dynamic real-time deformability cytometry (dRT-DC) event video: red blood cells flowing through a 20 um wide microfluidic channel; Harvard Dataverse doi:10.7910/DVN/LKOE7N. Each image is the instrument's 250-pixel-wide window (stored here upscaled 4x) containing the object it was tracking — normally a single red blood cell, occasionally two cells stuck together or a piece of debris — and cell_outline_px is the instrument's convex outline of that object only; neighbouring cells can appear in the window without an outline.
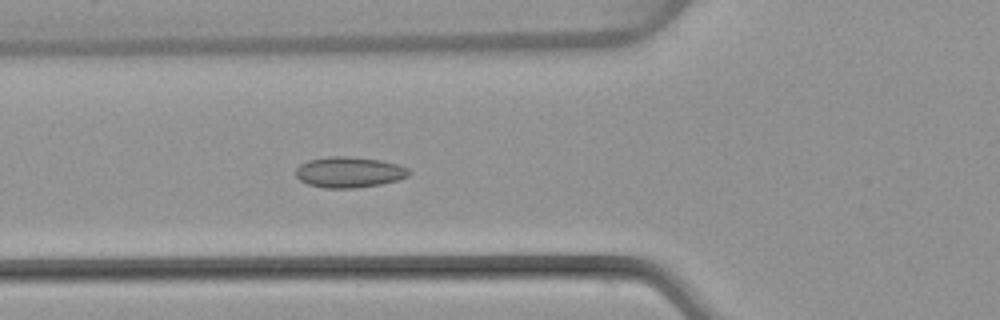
{"species": "common noctule bat (a hibernating species)", "species_latin": "Nyctalus noctula", "temperature_condition": "warm", "stored_images_in_passage": 51, "camera_frame_rate_fps": 3000, "um_per_image_px": 0.085, "animal": {"sex": "female", "body_mass_g": 22.7, "forearm_length_mm": 54.2}, "frame": {"image": 1, "passage_image": 19, "time_ms": 6.0, "image_size_px": [1000, 320], "cell_outline_px": [[412, 172], [408, 176], [396, 180], [380, 184], [356, 188], [324, 188], [308, 184], [300, 180], [296, 176], [296, 168], [300, 164], [308, 160], [328, 156], [348, 156], [380, 160], [396, 164], [408, 168]], "centroid_in_image_um": [29.66, 14.63], "position_along_channel_um": 96.1, "area_um2": 20.29}}
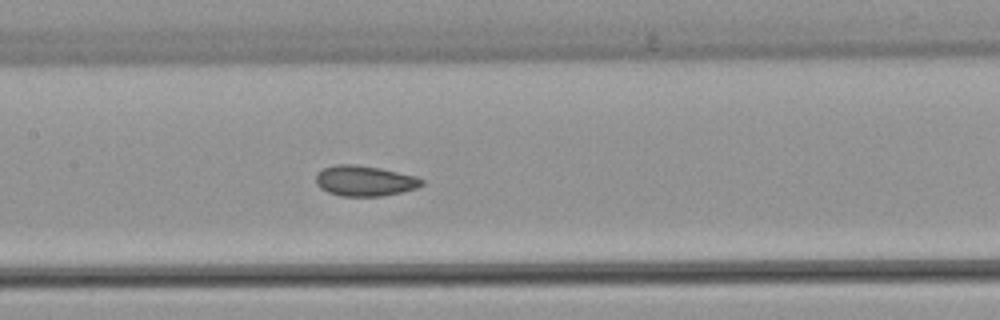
{"frame": {"image": 2, "passage_image": 25, "time_ms": 8.0, "image_size_px": [1000, 320], "cell_outline_px": [[424, 184], [416, 188], [400, 192], [380, 196], [340, 196], [328, 192], [320, 188], [316, 184], [316, 176], [324, 168], [336, 164], [352, 164], [380, 168], [416, 176], [424, 180]], "centroid_in_image_um": [31.0, 15.37], "position_along_channel_um": 176.4, "area_um2": 18.67}}
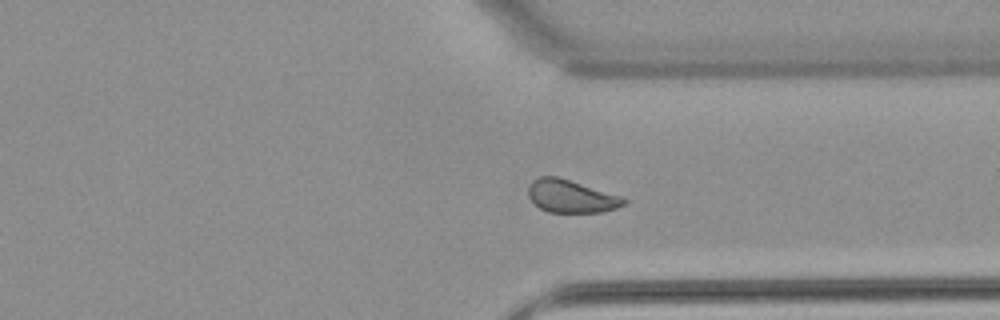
{"frame": {"image": 3, "passage_image": 39, "time_ms": 12.667, "image_size_px": [1000, 320], "cell_outline_px": [[628, 200], [624, 204], [616, 208], [604, 212], [548, 212], [540, 208], [528, 196], [528, 188], [532, 180], [540, 176], [556, 176], [620, 196]], "centroid_in_image_um": [48.52, 16.69], "position_along_channel_um": 362.9, "area_um2": 17.98}, "authors_computed_cell_mechanics": {"area_um2": 19.1318, "velocity_mm_per_s": 3.9989, "shape_relaxation_time_tau1_ms": null, "shape_relaxation_time_tau2_ms": 1.5088, "deformation_change_tau1": null, "deformation_change_tau2": 0.0589}}